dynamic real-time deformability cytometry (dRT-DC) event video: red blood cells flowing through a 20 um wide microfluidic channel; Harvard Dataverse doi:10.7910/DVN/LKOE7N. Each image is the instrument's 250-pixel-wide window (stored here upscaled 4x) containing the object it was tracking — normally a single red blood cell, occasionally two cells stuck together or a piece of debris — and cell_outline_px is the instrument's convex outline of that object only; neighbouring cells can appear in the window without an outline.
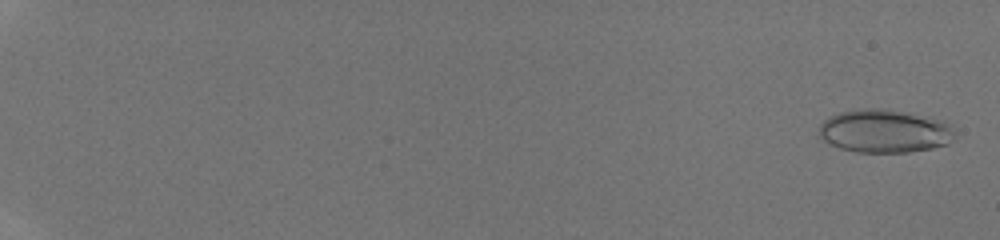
{"species": "human", "species_latin": "Homo sapiens", "temperature_condition": "room temperature", "stored_images_in_passage": 44, "camera_frame_rate_fps": 3000, "um_per_image_px": 0.085, "donor": {"sex": "male"}, "frame": {"image": 1, "passage_image": 2, "time_ms": 0.333, "image_size_px": [1000, 240], "cell_outline_px": [[956, 136], [948, 144], [932, 148], [908, 152], [856, 152], [840, 148], [824, 140], [820, 136], [820, 124], [828, 116], [840, 112], [868, 108], [880, 108], [908, 112], [928, 116], [952, 124]], "centroid_in_image_um": [75.23, 11.14], "position_along_channel_um": 9.8, "area_um2": 34.33}}
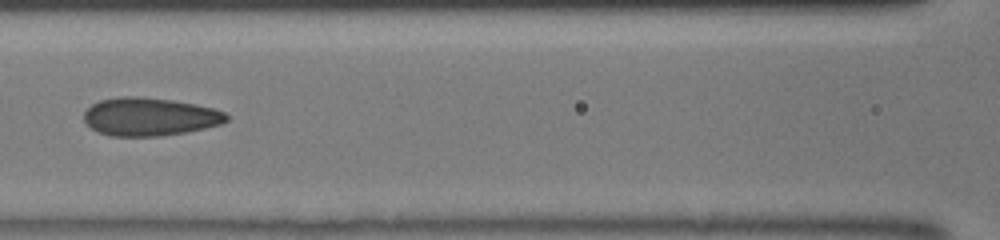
{"frame": {"image": 2, "passage_image": 26, "time_ms": 8.333, "image_size_px": [1000, 240], "cell_outline_px": [[228, 120], [220, 124], [204, 128], [184, 132], [156, 136], [108, 136], [96, 132], [84, 120], [84, 112], [92, 104], [100, 100], [120, 96], [140, 96], [172, 100], [196, 104], [212, 108], [224, 112], [228, 116]], "centroid_in_image_um": [12.69, 9.91], "position_along_channel_um": 153.9, "area_um2": 31.62}}
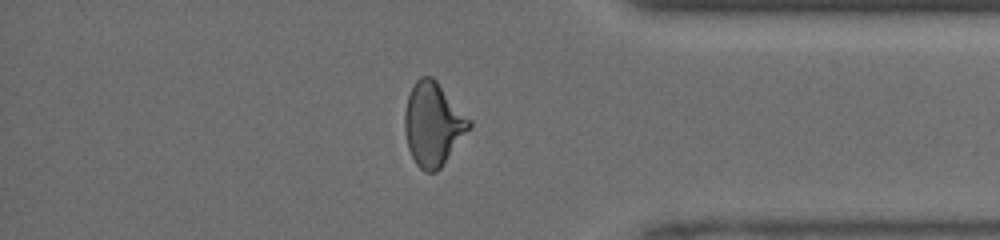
{"frame": {"image": 3, "passage_image": 42, "time_ms": 13.667, "image_size_px": [1000, 240], "cell_outline_px": [[472, 124], [440, 168], [436, 172], [424, 172], [416, 164], [408, 148], [404, 132], [404, 112], [408, 96], [416, 80], [420, 76], [432, 76], [436, 80], [472, 120]], "centroid_in_image_um": [36.79, 10.53], "position_along_channel_um": 398.4, "area_um2": 31.15}}